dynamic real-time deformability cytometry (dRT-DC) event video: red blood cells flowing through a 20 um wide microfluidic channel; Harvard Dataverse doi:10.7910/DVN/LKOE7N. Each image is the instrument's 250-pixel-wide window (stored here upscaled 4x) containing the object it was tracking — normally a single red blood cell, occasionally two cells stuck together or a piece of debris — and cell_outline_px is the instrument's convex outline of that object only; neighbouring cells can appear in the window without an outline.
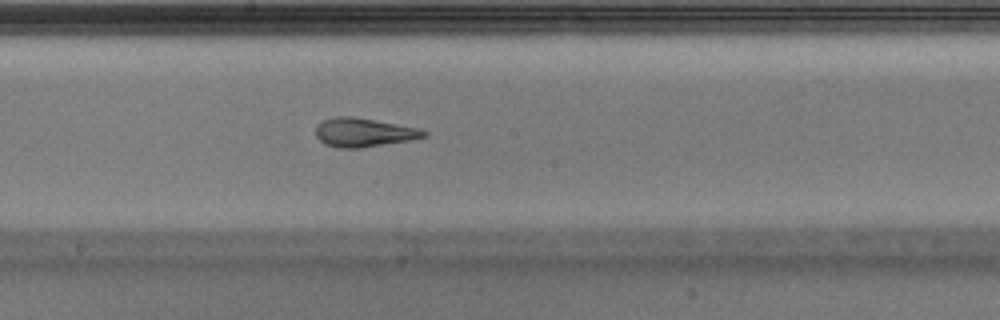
{"species": "Egyptian fruit bat (a non-hibernating species)", "species_latin": "Rousettus aegyptiacus", "temperature_condition": "warm", "stored_images_in_passage": 49, "camera_frame_rate_fps": 3000, "um_per_image_px": 0.085, "animal": {"sex": "male"}, "frame": {"image": 1, "passage_image": 28, "time_ms": 9.0, "image_size_px": [1000, 320], "cell_outline_px": [[428, 136], [408, 140], [360, 148], [340, 148], [324, 144], [316, 136], [316, 124], [332, 116], [352, 116], [376, 120], [420, 128], [428, 132]], "centroid_in_image_um": [30.9, 11.24], "position_along_channel_um": 217.3, "area_um2": 18.21}}